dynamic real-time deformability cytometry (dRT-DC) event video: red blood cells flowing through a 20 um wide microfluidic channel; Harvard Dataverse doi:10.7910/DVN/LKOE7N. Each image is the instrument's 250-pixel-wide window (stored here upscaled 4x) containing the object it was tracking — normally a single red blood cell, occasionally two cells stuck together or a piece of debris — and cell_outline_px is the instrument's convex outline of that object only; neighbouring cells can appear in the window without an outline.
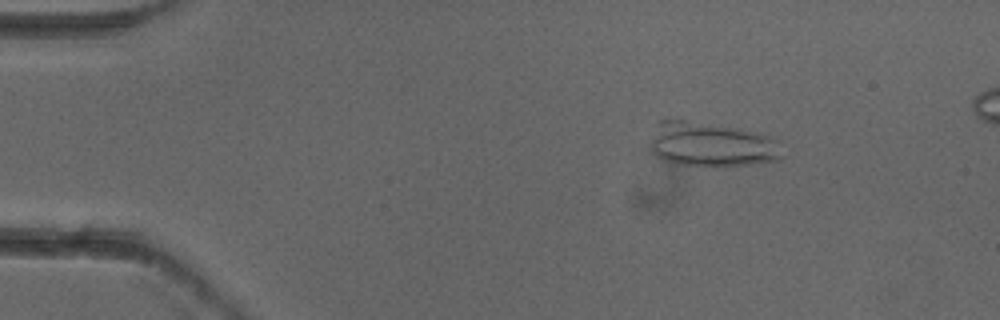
{"species": "common noctule bat (a hibernating species)", "species_latin": "Nyctalus noctula", "temperature_condition": "cold", "stored_images_in_passage": 7, "camera_frame_rate_fps": 3000, "um_per_image_px": 0.085, "animal": {"sex": "female"}, "frame": {"image": 1, "passage_image": 4, "time_ms": 1.0, "image_size_px": [1000, 320], "cell_outline_px": [[784, 156], [780, 160], [752, 164], [680, 164], [664, 160], [656, 156], [652, 152], [652, 140], [656, 120], [684, 120], [736, 128], [760, 132], [772, 136], [776, 140]], "centroid_in_image_um": [60.51, 12.25], "position_along_channel_um": 24.5, "area_um2": 33.64}}